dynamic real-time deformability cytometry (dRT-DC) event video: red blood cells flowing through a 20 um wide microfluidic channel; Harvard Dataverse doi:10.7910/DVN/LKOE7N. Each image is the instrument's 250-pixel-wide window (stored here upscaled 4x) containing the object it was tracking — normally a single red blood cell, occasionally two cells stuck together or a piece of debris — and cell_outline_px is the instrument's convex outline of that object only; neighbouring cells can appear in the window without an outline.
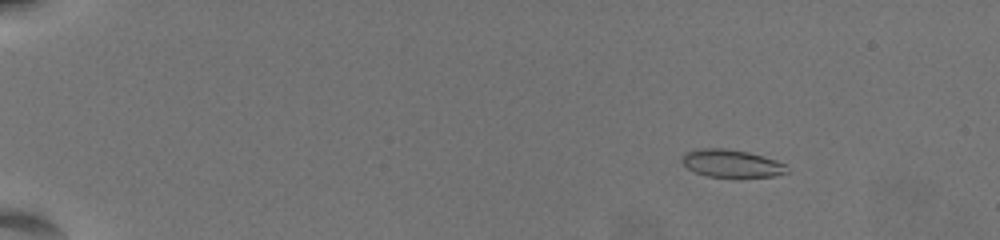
{"species": "common noctule bat (a hibernating species)", "species_latin": "Nyctalus noctula", "temperature_condition": "warm", "stored_images_in_passage": 64, "camera_frame_rate_fps": 3000, "um_per_image_px": 0.085, "animal": {"sex": "female", "body_mass_g": 19.5, "forearm_length_mm": 54.1}, "frame": {"image": 1, "passage_image": 11, "time_ms": 3.333, "image_size_px": [1000, 240], "cell_outline_px": [[792, 172], [776, 176], [740, 180], [704, 176], [688, 168], [680, 160], [684, 152], [704, 148], [724, 148], [748, 152], [764, 156], [776, 160], [784, 164]], "centroid_in_image_um": [62.24, 13.95], "position_along_channel_um": 22.8, "area_um2": 17.92}}
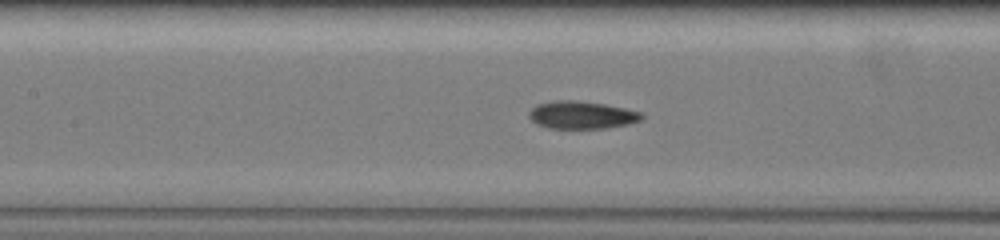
{"frame": {"image": 2, "passage_image": 34, "time_ms": 11.0, "image_size_px": [1000, 240], "cell_outline_px": [[644, 116], [640, 120], [628, 124], [604, 128], [548, 128], [536, 124], [528, 116], [528, 112], [536, 104], [556, 100], [572, 100], [604, 104], [624, 108], [640, 112]], "centroid_in_image_um": [49.4, 9.77], "position_along_channel_um": 158.0, "area_um2": 18.03}}
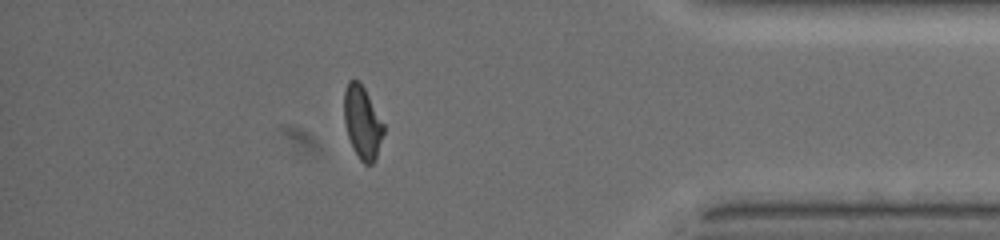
{"frame": {"image": 3, "passage_image": 57, "time_ms": 18.667, "image_size_px": [1000, 240], "cell_outline_px": [[384, 132], [376, 156], [372, 164], [364, 164], [360, 160], [352, 148], [348, 136], [344, 120], [344, 92], [348, 80], [360, 80], [384, 124]], "centroid_in_image_um": [30.79, 10.39], "position_along_channel_um": 404.4, "area_um2": 16.7}, "authors_computed_cell_mechanics": {"area_um2": 17.4556, "velocity_mm_per_s": 3.5616, "shape_relaxation_time_tau1_ms": null, "shape_relaxation_time_tau2_ms": 2.6335, "deformation_change_tau1": null, "deformation_change_tau2": 0.0721}}